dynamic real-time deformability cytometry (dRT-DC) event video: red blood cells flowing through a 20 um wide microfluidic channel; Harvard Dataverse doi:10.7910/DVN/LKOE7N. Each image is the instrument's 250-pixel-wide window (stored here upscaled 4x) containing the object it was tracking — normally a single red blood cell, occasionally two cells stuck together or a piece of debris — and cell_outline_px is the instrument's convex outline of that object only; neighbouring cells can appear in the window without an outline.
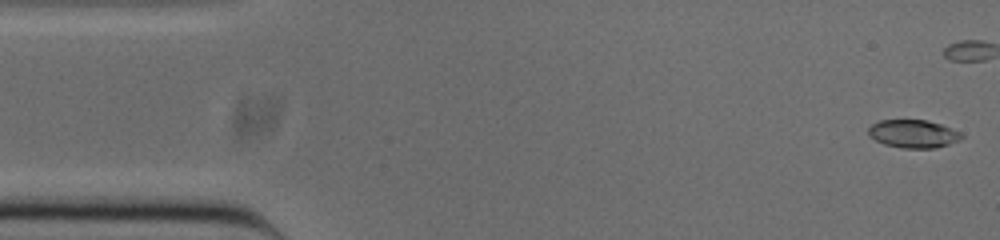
{"species": "common noctule bat (a hibernating species)", "species_latin": "Nyctalus noctula", "temperature_condition": "cold", "stored_images_in_passage": 38, "camera_frame_rate_fps": 3000, "um_per_image_px": 0.085, "animal": {"sex": "male", "body_mass_g": 20.0, "forearm_length_mm": 53.3}, "frame": {"image": 1, "passage_image": 1, "time_ms": 0.0, "image_size_px": [1000, 240], "cell_outline_px": [[964, 136], [960, 140], [948, 144], [932, 148], [904, 148], [884, 144], [868, 136], [868, 128], [872, 124], [880, 120], [928, 120], [952, 128], [960, 132]], "centroid_in_image_um": [77.62, 11.36], "position_along_channel_um": 7.4, "area_um2": 15.2}}